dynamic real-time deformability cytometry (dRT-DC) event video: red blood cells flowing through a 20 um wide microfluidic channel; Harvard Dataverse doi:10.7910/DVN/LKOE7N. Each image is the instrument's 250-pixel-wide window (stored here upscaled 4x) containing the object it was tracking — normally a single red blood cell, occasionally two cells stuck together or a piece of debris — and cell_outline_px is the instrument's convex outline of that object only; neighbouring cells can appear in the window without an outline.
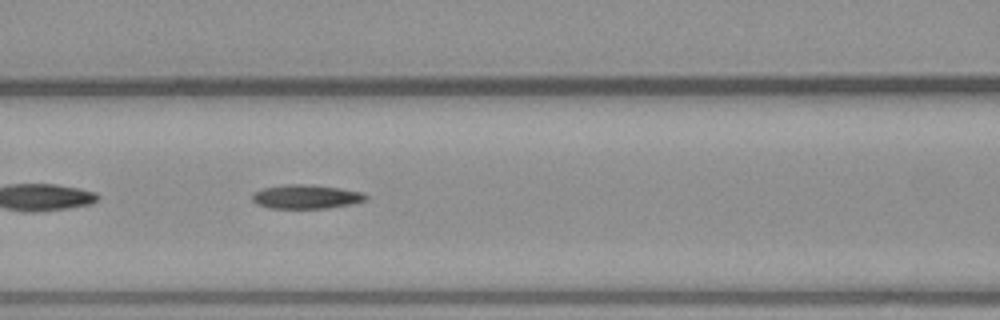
{"species": "common noctule bat (a hibernating species)", "species_latin": "Nyctalus noctula", "temperature_condition": "warm", "stored_images_in_passage": 54, "segment_of_instrument_passage": [2, 2], "camera_frame_rate_fps": 3000, "um_per_image_px": 0.085, "animal": {"sex": "male", "body_mass_g": 23.1, "forearm_length_mm": 52.7}, "frame": {"image": 1, "passage_image": 23, "time_ms": 7.333, "image_size_px": [1000, 320], "cell_outline_px": [[368, 200], [352, 204], [328, 208], [272, 208], [256, 204], [252, 200], [252, 196], [256, 192], [264, 188], [284, 184], [308, 184], [340, 188], [364, 192], [368, 196]], "centroid_in_image_um": [26.08, 16.72], "position_along_channel_um": 140.5, "area_um2": 15.95}}
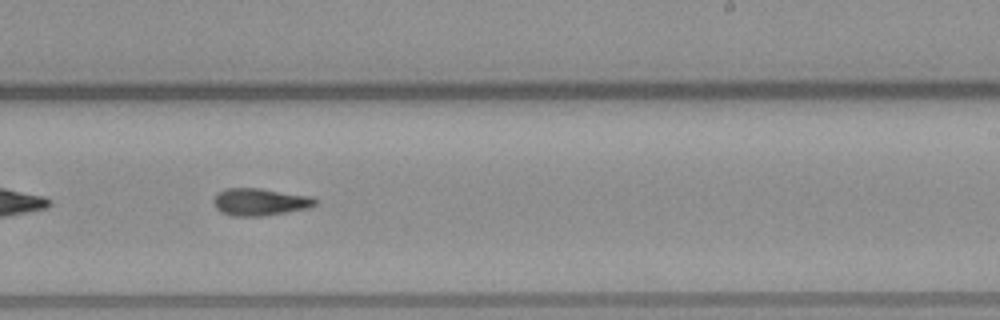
{"frame": {"image": 2, "passage_image": 33, "time_ms": 10.667, "image_size_px": [1000, 320], "cell_outline_px": [[320, 200], [316, 204], [308, 208], [264, 216], [236, 216], [220, 212], [216, 208], [212, 200], [220, 192], [228, 188], [260, 188], [312, 196]], "centroid_in_image_um": [22.14, 17.16], "position_along_channel_um": 266.9, "area_um2": 16.18}}
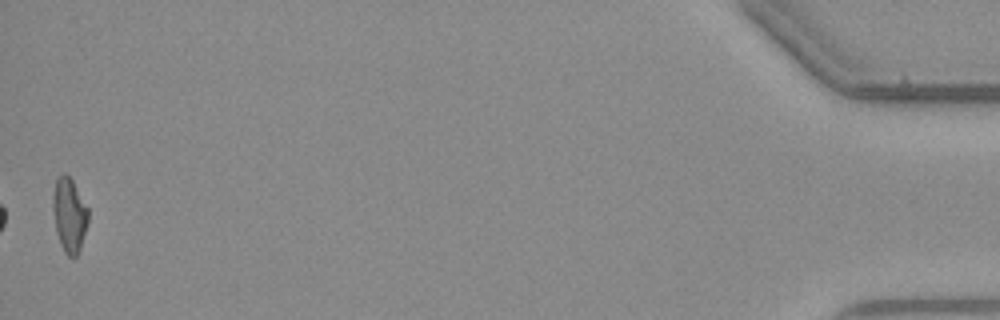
{"frame": {"image": 3, "passage_image": 54, "time_ms": 17.667, "image_size_px": [1000, 320], "cell_outline_px": [[88, 224], [80, 248], [76, 256], [72, 260], [64, 252], [60, 244], [56, 232], [52, 208], [52, 196], [56, 176], [64, 172], [72, 180], [88, 208]], "centroid_in_image_um": [5.87, 18.27], "position_along_channel_um": 429.3, "area_um2": 15.55}}